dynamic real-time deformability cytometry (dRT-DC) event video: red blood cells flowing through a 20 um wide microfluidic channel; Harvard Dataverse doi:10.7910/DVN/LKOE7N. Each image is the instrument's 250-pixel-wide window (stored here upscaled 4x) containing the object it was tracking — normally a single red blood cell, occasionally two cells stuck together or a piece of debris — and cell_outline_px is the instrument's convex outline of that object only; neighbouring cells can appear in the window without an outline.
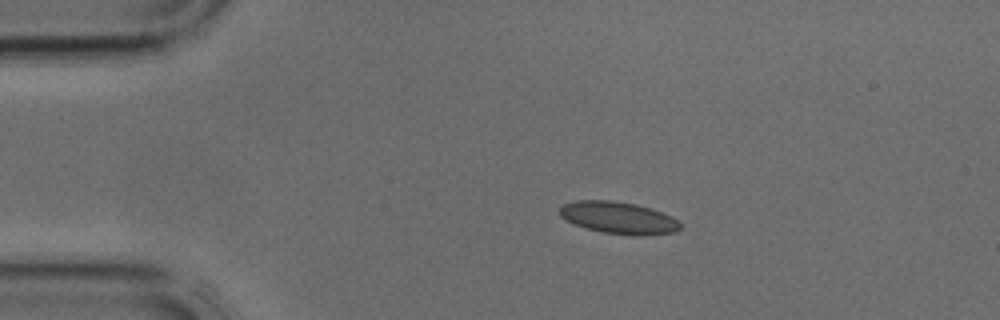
{"species": "common noctule bat (a hibernating species)", "species_latin": "Nyctalus noctula", "temperature_condition": "cold", "stored_images_in_passage": 5, "camera_frame_rate_fps": 3000, "um_per_image_px": 0.085, "animal": {"sex": "male", "body_mass_g": 17.9, "forearm_length_mm": 54.2}, "frame": {"image": 1, "passage_image": 1, "time_ms": 0.0, "image_size_px": [1000, 320], "cell_outline_px": [[680, 228], [676, 232], [644, 236], [640, 236], [604, 232], [588, 228], [576, 224], [560, 216], [560, 208], [564, 204], [576, 200], [608, 200], [636, 204], [672, 216], [680, 224]], "centroid_in_image_um": [52.59, 18.51], "position_along_channel_um": 32.4, "area_um2": 22.14}}